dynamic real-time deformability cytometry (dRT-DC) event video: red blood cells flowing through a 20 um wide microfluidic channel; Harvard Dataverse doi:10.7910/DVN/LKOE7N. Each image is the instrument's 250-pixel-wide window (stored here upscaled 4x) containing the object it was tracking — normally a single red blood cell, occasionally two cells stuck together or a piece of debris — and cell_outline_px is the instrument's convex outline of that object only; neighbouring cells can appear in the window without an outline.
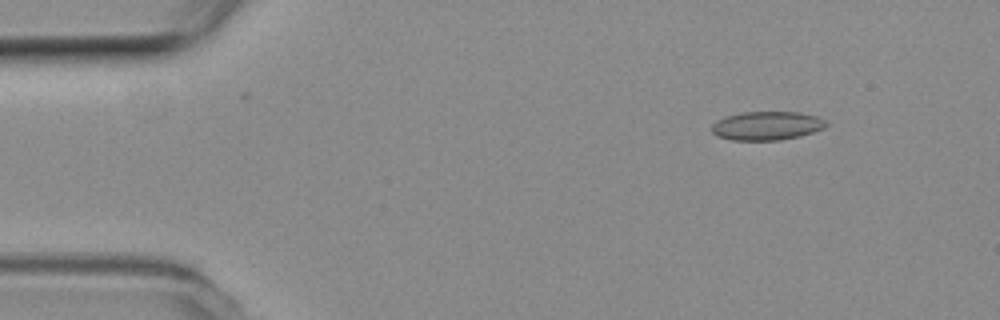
{"species": "common noctule bat (a hibernating species)", "species_latin": "Nyctalus noctula", "temperature_condition": "room temperature", "stored_images_in_passage": 4, "camera_frame_rate_fps": 3000, "um_per_image_px": 0.085, "animal": {"sex": "female", "body_mass_g": 19.3, "forearm_length_mm": 54.1}, "frame": {"image": 1, "passage_image": 2, "time_ms": 0.333, "image_size_px": [1000, 320], "cell_outline_px": [[828, 124], [824, 128], [800, 136], [780, 140], [732, 140], [716, 136], [712, 132], [712, 124], [716, 120], [724, 116], [744, 112], [796, 112], [816, 116], [828, 120]], "centroid_in_image_um": [65.17, 10.69], "position_along_channel_um": 19.8, "area_um2": 19.25}}
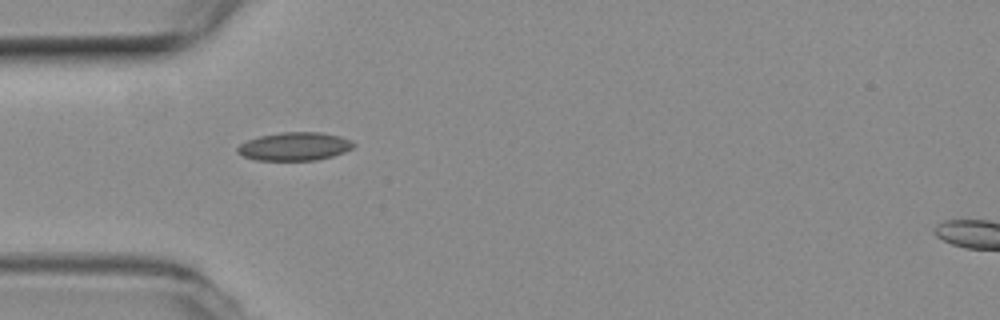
{"frame": {"image": 2, "passage_image": 4, "time_ms": 1.0, "image_size_px": [1000, 320], "cell_outline_px": [[356, 144], [352, 148], [344, 152], [332, 156], [316, 160], [256, 160], [244, 156], [236, 152], [236, 148], [240, 144], [248, 140], [260, 136], [284, 132], [320, 132], [340, 136], [352, 140]], "centroid_in_image_um": [25.06, 12.44], "position_along_channel_um": 59.9, "area_um2": 19.07}}